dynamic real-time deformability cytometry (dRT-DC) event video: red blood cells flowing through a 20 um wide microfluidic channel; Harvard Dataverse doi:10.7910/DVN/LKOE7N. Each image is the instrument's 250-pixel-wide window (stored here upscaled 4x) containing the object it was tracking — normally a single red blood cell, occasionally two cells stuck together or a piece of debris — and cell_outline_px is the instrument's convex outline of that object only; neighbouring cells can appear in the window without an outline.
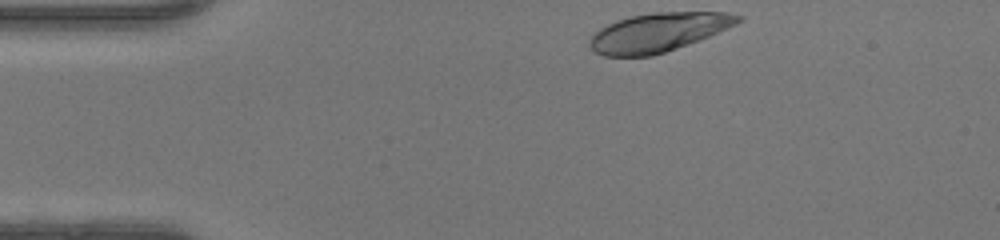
{"species": "human", "species_latin": "Homo sapiens", "temperature_condition": "warm", "stored_images_in_passage": 32, "camera_frame_rate_fps": 3000, "um_per_image_px": 0.085, "donor": {"sex": "female"}, "frame": {"image": 1, "passage_image": 1, "time_ms": 0.0, "image_size_px": [1000, 240], "cell_outline_px": [[744, 20], [736, 24], [708, 36], [676, 48], [652, 56], [604, 56], [596, 52], [588, 44], [588, 40], [600, 28], [616, 20], [628, 16], [656, 12], [728, 12], [744, 16]], "centroid_in_image_um": [55.95, 2.73], "position_along_channel_um": 29.0, "area_um2": 33.41}}
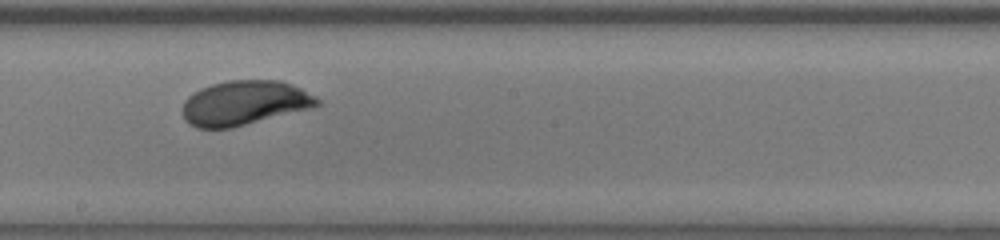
{"frame": {"image": 2, "passage_image": 19, "time_ms": 6.0, "image_size_px": [1000, 240], "cell_outline_px": [[320, 104], [312, 108], [232, 128], [196, 128], [188, 124], [184, 120], [184, 100], [192, 92], [200, 88], [212, 84], [228, 80], [280, 80], [300, 88], [316, 96], [320, 100]], "centroid_in_image_um": [20.77, 8.75], "position_along_channel_um": 227.4, "area_um2": 35.08}}
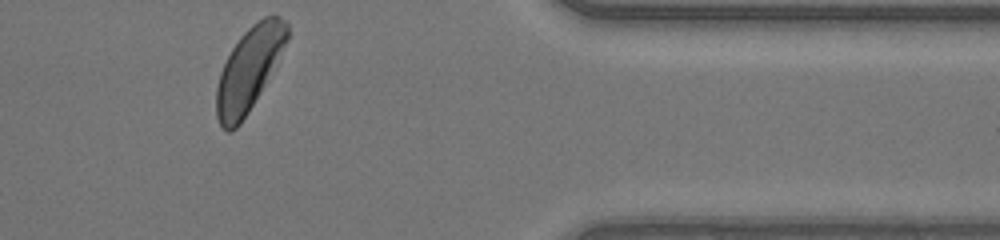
{"frame": {"image": 3, "passage_image": 32, "time_ms": 10.333, "image_size_px": [1000, 240], "cell_outline_px": [[288, 40], [260, 92], [248, 112], [240, 124], [232, 132], [228, 132], [220, 124], [216, 116], [216, 88], [220, 72], [232, 48], [240, 36], [252, 24], [264, 16], [280, 16], [288, 24]], "centroid_in_image_um": [21.15, 5.88], "position_along_channel_um": 390.3, "area_um2": 33.81}, "authors_computed_cell_mechanics": {"area_um2": 34.6222, "velocity_mm_per_s": 4.3233, "shape_relaxation_time_tau1_ms": 2.5009, "shape_relaxation_time_tau2_ms": null, "deformation_change_tau1": 0.1587, "deformation_change_tau2": null}}